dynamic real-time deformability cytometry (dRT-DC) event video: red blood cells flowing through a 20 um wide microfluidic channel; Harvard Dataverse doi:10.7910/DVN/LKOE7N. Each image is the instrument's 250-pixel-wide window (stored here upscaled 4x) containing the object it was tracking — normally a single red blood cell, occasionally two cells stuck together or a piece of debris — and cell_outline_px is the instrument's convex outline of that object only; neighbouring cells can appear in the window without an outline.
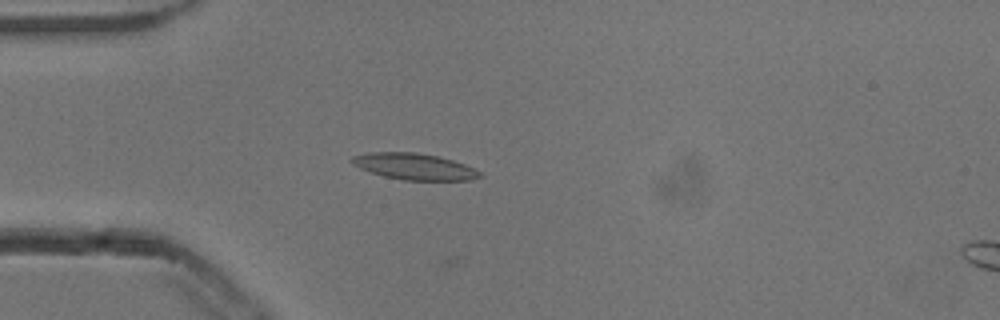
{"species": "common noctule bat (a hibernating species)", "species_latin": "Nyctalus noctula", "temperature_condition": "cold", "stored_images_in_passage": 16, "camera_frame_rate_fps": 3000, "um_per_image_px": 0.085, "animal": {"sex": "male", "body_mass_g": 13.3}, "frame": {"image": 1, "passage_image": 15, "time_ms": 4.667, "image_size_px": [1000, 320], "cell_outline_px": [[484, 176], [468, 180], [404, 180], [384, 176], [360, 168], [352, 164], [348, 160], [352, 156], [368, 152], [416, 152], [436, 156], [452, 160], [464, 164], [480, 172]], "centroid_in_image_um": [35.17, 14.15], "position_along_channel_um": 49.8, "area_um2": 19.54}}